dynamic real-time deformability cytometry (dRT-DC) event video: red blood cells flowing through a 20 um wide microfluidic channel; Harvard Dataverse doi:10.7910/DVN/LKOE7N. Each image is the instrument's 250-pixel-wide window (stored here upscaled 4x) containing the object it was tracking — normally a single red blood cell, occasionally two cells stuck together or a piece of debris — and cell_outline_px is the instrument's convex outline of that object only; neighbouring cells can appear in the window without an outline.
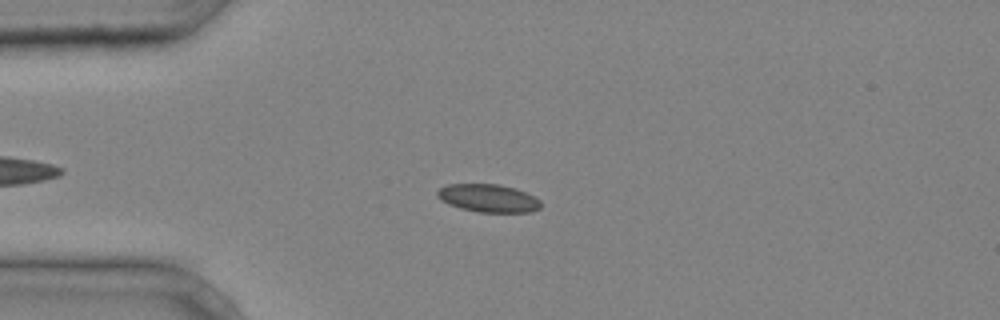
{"species": "common noctule bat (a hibernating species)", "species_latin": "Nyctalus noctula", "temperature_condition": "cold", "stored_images_in_passage": 35, "camera_frame_rate_fps": 3000, "um_per_image_px": 0.085, "animal": {"sex": "male", "body_mass_g": 20.4}, "frame": {"image": 1, "passage_image": 8, "time_ms": 2.333, "image_size_px": [1000, 320], "cell_outline_px": [[540, 208], [532, 212], [480, 212], [460, 208], [448, 204], [440, 200], [436, 196], [436, 192], [440, 188], [448, 184], [500, 184], [516, 188], [540, 200]], "centroid_in_image_um": [41.48, 16.84], "position_along_channel_um": 43.5, "area_um2": 16.88}}
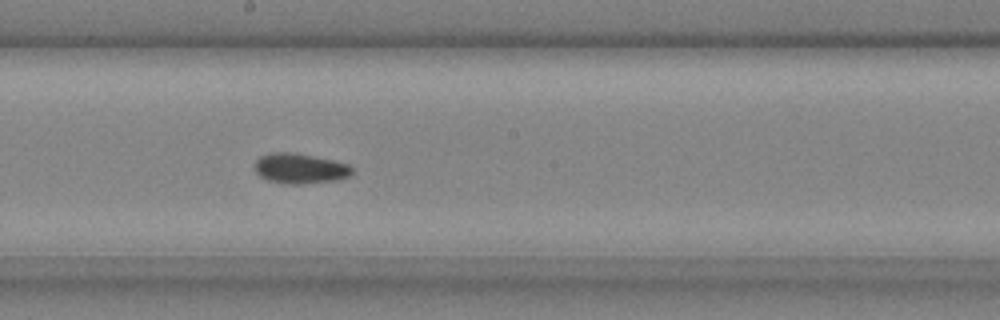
{"frame": {"image": 2, "passage_image": 21, "time_ms": 6.667, "image_size_px": [1000, 320], "cell_outline_px": [[352, 172], [348, 176], [340, 180], [300, 184], [284, 184], [268, 180], [260, 176], [256, 172], [256, 160], [260, 156], [272, 152], [292, 152], [332, 160], [348, 164], [352, 168]], "centroid_in_image_um": [25.5, 14.33], "position_along_channel_um": 222.7, "area_um2": 17.05}}
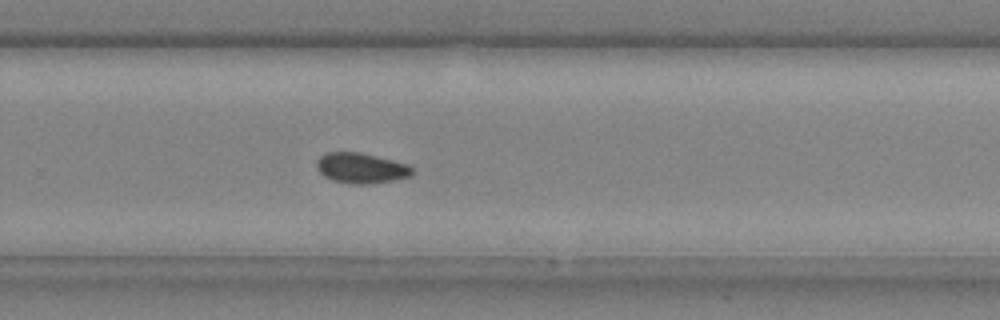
{"frame": {"image": 3, "passage_image": 26, "time_ms": 8.333, "image_size_px": [1000, 320], "cell_outline_px": [[416, 172], [412, 176], [372, 184], [352, 184], [332, 180], [324, 176], [316, 168], [316, 160], [324, 152], [360, 152], [408, 164]], "centroid_in_image_um": [30.69, 14.29], "position_along_channel_um": 299.1, "area_um2": 17.11}}